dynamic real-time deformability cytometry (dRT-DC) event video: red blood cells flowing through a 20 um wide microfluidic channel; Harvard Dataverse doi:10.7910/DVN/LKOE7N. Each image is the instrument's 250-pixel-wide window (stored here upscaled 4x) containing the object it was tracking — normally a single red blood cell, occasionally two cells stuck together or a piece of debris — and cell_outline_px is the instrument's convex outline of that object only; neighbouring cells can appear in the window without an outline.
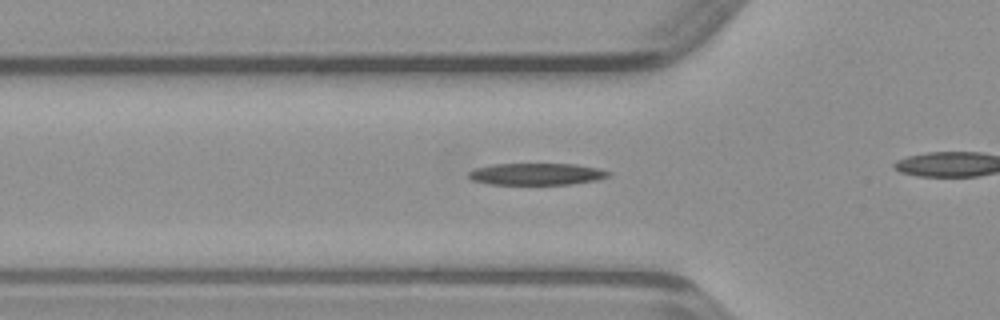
{"species": "common noctule bat (a hibernating species)", "species_latin": "Nyctalus noctula", "temperature_condition": "warm", "stored_images_in_passage": 34, "camera_frame_rate_fps": 3000, "um_per_image_px": 0.085, "animal": {"sex": "male", "body_mass_g": 23.1, "forearm_length_mm": 52.7}, "frame": {"image": 1, "passage_image": 12, "time_ms": 3.667, "image_size_px": [1000, 320], "cell_outline_px": [[612, 172], [608, 176], [596, 180], [572, 184], [488, 184], [472, 180], [468, 176], [468, 172], [476, 168], [492, 164], [576, 164], [596, 168]], "centroid_in_image_um": [45.59, 14.79], "position_along_channel_um": 80.2, "area_um2": 17.69}}
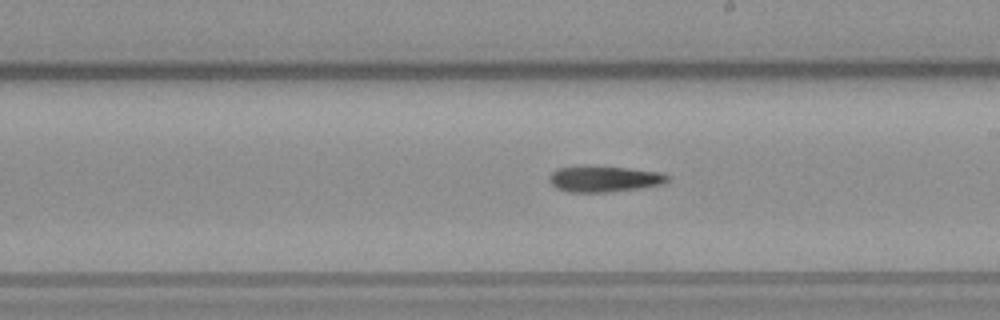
{"frame": {"image": 2, "passage_image": 23, "time_ms": 7.333, "image_size_px": [1000, 320], "cell_outline_px": [[672, 176], [664, 184], [640, 188], [608, 192], [568, 192], [556, 188], [548, 180], [548, 176], [552, 172], [560, 168], [628, 168], [660, 172]], "centroid_in_image_um": [51.41, 15.25], "position_along_channel_um": 237.6, "area_um2": 17.4}}
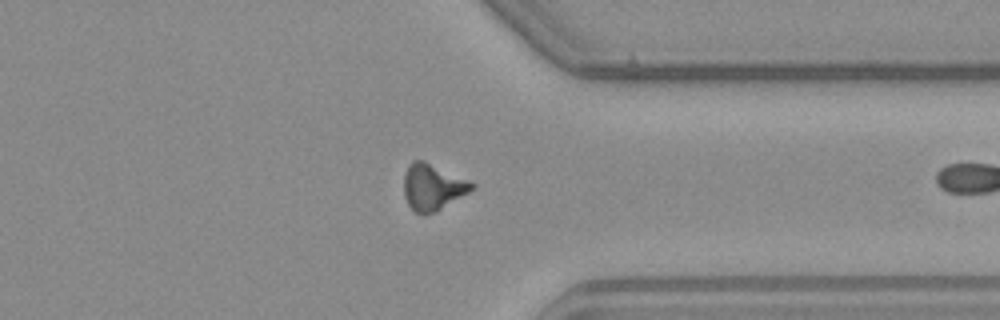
{"frame": {"image": 3, "passage_image": 33, "time_ms": 10.667, "image_size_px": [1000, 320], "cell_outline_px": [[476, 188], [436, 212], [424, 216], [416, 212], [408, 204], [404, 196], [404, 176], [408, 164], [412, 160], [424, 160], [468, 180], [476, 184]], "centroid_in_image_um": [36.78, 15.91], "position_along_channel_um": 374.6, "area_um2": 18.5}}